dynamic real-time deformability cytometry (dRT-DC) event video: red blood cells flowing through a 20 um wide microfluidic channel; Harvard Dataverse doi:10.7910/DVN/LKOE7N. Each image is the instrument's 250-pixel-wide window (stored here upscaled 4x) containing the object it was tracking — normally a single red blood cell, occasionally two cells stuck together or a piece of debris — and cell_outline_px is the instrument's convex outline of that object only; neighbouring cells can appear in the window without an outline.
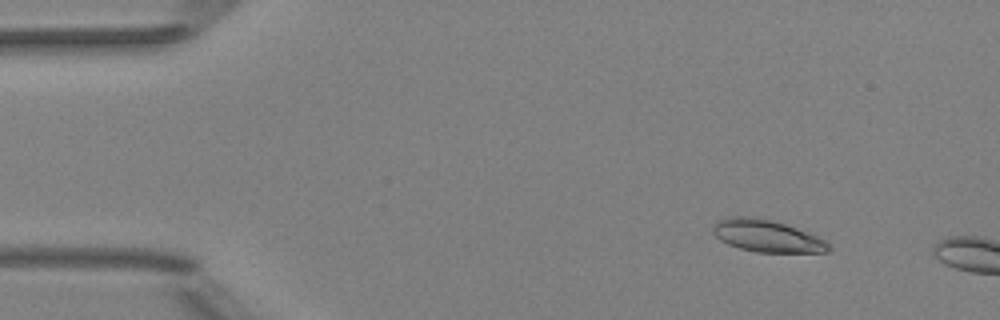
{"species": "Egyptian fruit bat (a non-hibernating species)", "species_latin": "Rousettus aegyptiacus", "temperature_condition": "room temperature", "stored_images_in_passage": 11, "camera_frame_rate_fps": 3000, "um_per_image_px": 0.085, "animal": {"sex": "female"}, "frame": {"image": 1, "passage_image": 7, "time_ms": 2.0, "image_size_px": [1000, 320], "cell_outline_px": [[832, 248], [828, 252], [756, 252], [740, 248], [728, 244], [720, 240], [712, 232], [712, 224], [720, 220], [732, 216], [756, 216], [772, 220], [796, 228], [816, 236], [824, 240]], "centroid_in_image_um": [65.15, 20.05], "position_along_channel_um": 19.9, "area_um2": 21.56}}